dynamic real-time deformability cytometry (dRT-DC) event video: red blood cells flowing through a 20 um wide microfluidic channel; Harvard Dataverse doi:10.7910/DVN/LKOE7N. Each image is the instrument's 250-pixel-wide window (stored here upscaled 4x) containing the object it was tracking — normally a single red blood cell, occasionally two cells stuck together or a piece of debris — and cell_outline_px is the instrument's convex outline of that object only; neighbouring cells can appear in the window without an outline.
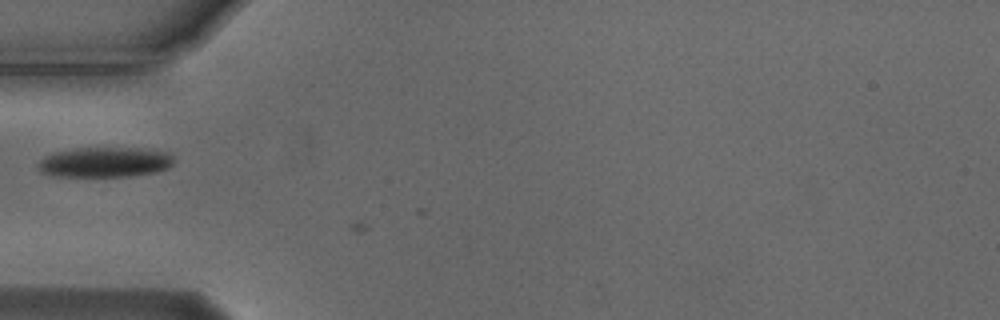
{"species": "Egyptian fruit bat (a non-hibernating species)", "species_latin": "Rousettus aegyptiacus", "temperature_condition": "cold", "stored_images_in_passage": 9, "camera_frame_rate_fps": 3000, "um_per_image_px": 0.085, "animal": {"sex": "male"}, "frame": {"image": 1, "passage_image": 8, "time_ms": 2.333, "image_size_px": [1000, 320], "cell_outline_px": [[176, 160], [168, 168], [156, 172], [132, 176], [52, 176], [40, 172], [36, 164], [44, 156], [56, 152], [76, 148], [140, 148], [172, 152]], "centroid_in_image_um": [8.95, 13.78], "position_along_channel_um": 76.0, "area_um2": 24.16}}